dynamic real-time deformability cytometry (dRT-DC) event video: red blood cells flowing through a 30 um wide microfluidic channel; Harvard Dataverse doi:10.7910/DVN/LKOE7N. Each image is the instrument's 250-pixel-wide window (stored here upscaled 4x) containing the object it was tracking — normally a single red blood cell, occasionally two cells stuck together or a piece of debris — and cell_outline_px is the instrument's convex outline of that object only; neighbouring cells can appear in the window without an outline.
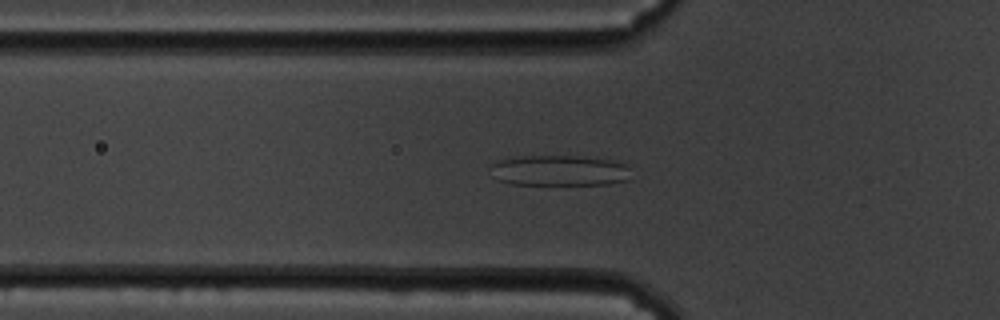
{"species": "common noctule bat (a hibernating species)", "species_latin": "Nyctalus noctula", "temperature_condition": "cold", "stored_images_in_passage": 55, "camera_frame_rate_fps": 3000, "um_per_image_px": 0.085, "animal": {"sex": "male", "body_mass_g": 19.5, "forearm_length_mm": 54.6}, "frame": {"image": 1, "passage_image": 16, "time_ms": 5.0, "image_size_px": [1000, 320], "cell_outline_px": [[628, 180], [608, 184], [512, 184], [500, 180], [492, 164], [508, 156], [576, 156], [612, 160], [624, 164], [628, 168]], "centroid_in_image_um": [47.58, 14.48], "position_along_channel_um": 78.2, "area_um2": 24.57}}
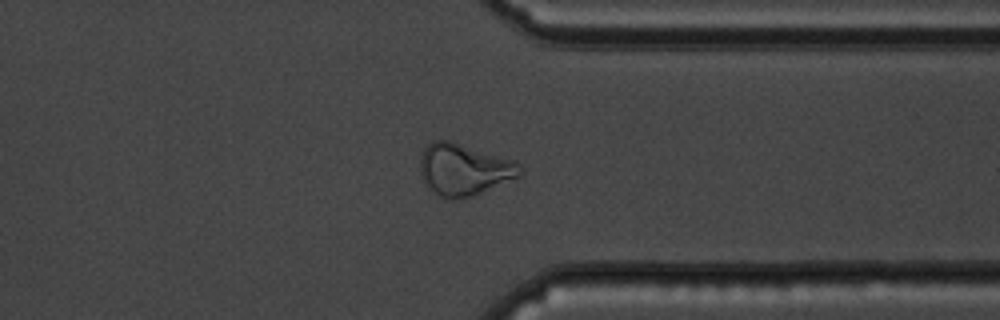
{"frame": {"image": 2, "passage_image": 42, "time_ms": 13.667, "image_size_px": [1000, 320], "cell_outline_px": [[520, 176], [472, 196], [452, 200], [440, 196], [428, 188], [420, 172], [420, 156], [424, 148], [432, 140], [448, 140], [516, 160], [520, 164]], "centroid_in_image_um": [39.42, 14.4], "position_along_channel_um": 372.0, "area_um2": 30.06}}
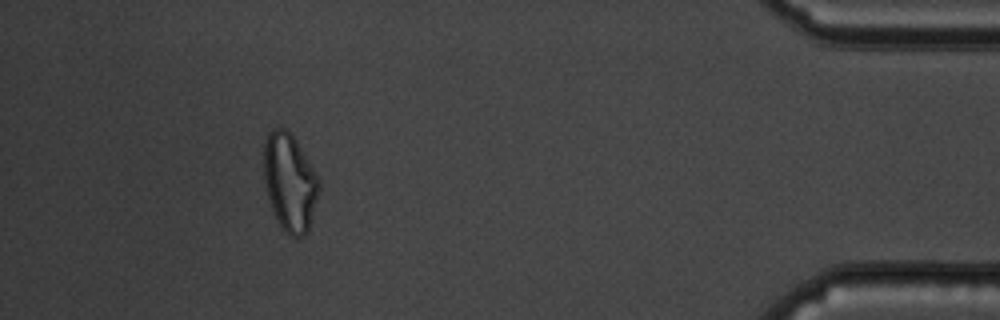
{"frame": {"image": 3, "passage_image": 50, "time_ms": 16.333, "image_size_px": [1000, 320], "cell_outline_px": [[320, 188], [308, 232], [304, 236], [292, 236], [280, 224], [272, 212], [268, 200], [264, 180], [264, 144], [268, 132], [272, 128], [284, 128], [296, 140], [316, 172], [320, 180]], "centroid_in_image_um": [24.63, 15.48], "position_along_channel_um": 410.6, "area_um2": 31.33}, "authors_computed_cell_mechanics": {"area_um2": 29.9982, "velocity_mm_per_s": 3.4098, "shape_relaxation_time_tau1_ms": null, "shape_relaxation_time_tau2_ms": 1.6828, "deformation_change_tau1": null, "deformation_change_tau2": 0.0803}}